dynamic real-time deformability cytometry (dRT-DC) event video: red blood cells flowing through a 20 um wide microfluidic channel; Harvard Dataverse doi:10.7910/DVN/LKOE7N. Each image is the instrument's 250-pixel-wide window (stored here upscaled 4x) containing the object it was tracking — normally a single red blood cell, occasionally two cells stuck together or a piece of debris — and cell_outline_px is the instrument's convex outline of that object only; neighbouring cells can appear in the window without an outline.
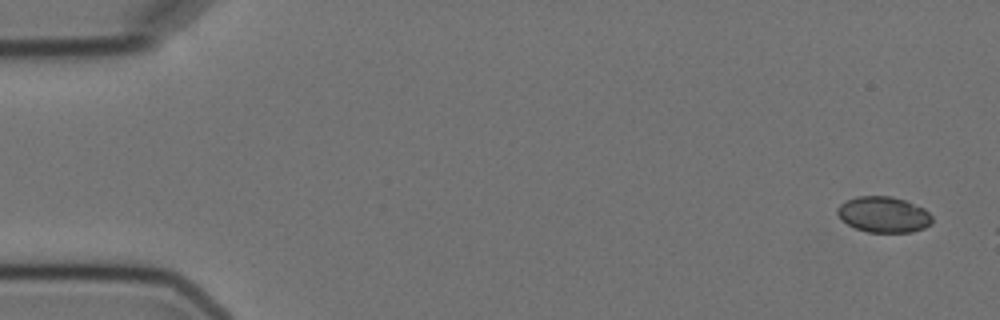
{"species": "Egyptian fruit bat (a non-hibernating species)", "species_latin": "Rousettus aegyptiacus", "temperature_condition": "cold", "stored_images_in_passage": 5, "camera_frame_rate_fps": 3000, "um_per_image_px": 0.085, "animal": {"sex": "female"}, "frame": {"image": 1, "passage_image": 1, "time_ms": 0.0, "image_size_px": [1000, 320], "cell_outline_px": [[932, 224], [924, 228], [912, 232], [868, 232], [856, 228], [848, 224], [836, 212], [836, 208], [840, 204], [856, 196], [892, 196], [904, 200], [924, 208], [932, 216]], "centroid_in_image_um": [75.13, 18.23], "position_along_channel_um": 9.9, "area_um2": 19.71}}